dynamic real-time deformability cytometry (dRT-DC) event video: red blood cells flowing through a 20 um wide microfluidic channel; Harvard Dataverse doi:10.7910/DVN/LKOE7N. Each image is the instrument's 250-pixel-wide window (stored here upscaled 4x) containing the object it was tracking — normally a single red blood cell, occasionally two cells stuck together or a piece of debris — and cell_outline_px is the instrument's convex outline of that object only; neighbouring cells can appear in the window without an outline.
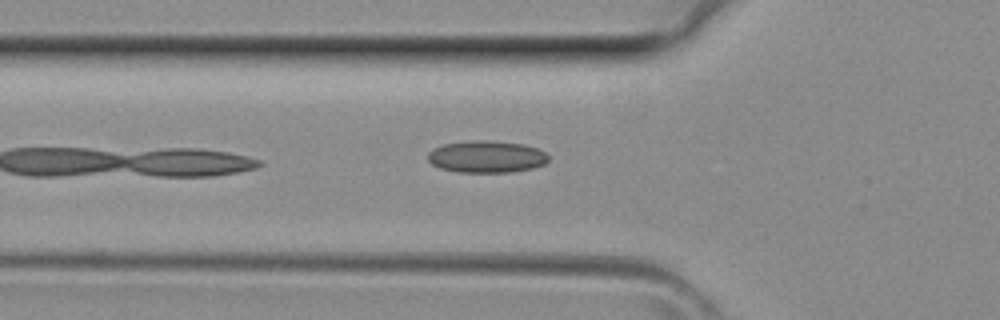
{"species": "common noctule bat (a hibernating species)", "species_latin": "Nyctalus noctula", "temperature_condition": "room temperature", "stored_images_in_passage": 2, "camera_frame_rate_fps": 3000, "um_per_image_px": 0.085, "animal": {"sex": "female", "body_mass_g": 29.2, "forearm_length_mm": 56.3}, "frame": {"image": 1, "passage_image": 2, "time_ms": 0.333, "image_size_px": [1000, 320], "cell_outline_px": [[548, 160], [544, 164], [532, 168], [512, 172], [456, 172], [440, 168], [432, 164], [428, 160], [428, 152], [432, 148], [444, 144], [472, 140], [484, 140], [524, 144], [536, 148], [544, 152], [548, 156]], "centroid_in_image_um": [41.33, 13.32], "position_along_channel_um": 84.5, "area_um2": 22.48}}